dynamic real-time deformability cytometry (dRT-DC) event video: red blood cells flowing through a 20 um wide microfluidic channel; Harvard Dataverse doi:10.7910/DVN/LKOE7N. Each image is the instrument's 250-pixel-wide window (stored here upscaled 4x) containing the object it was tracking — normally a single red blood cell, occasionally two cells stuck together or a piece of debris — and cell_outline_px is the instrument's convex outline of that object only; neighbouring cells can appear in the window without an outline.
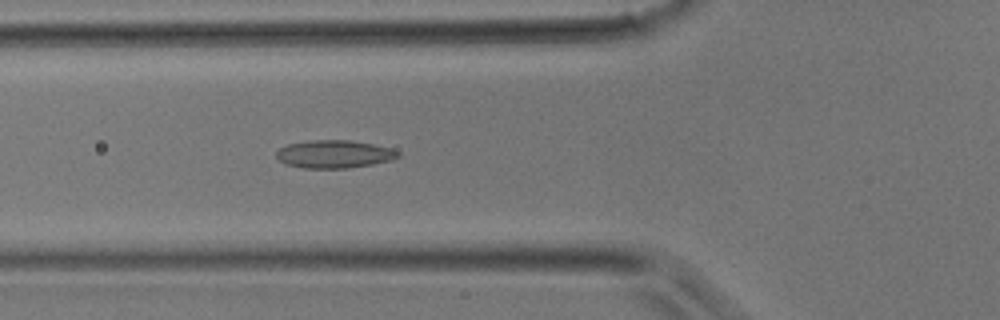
{"species": "common noctule bat (a hibernating species)", "species_latin": "Nyctalus noctula", "temperature_condition": "room temperature", "stored_images_in_passage": 34, "camera_frame_rate_fps": 3000, "um_per_image_px": 0.085, "animal": {"sex": "male", "body_mass_g": 17.9}, "frame": {"image": 1, "passage_image": 8, "time_ms": 2.333, "image_size_px": [1000, 320], "cell_outline_px": [[400, 156], [392, 160], [372, 164], [348, 168], [304, 168], [284, 164], [276, 156], [276, 152], [280, 148], [288, 144], [308, 140], [352, 140], [392, 148], [400, 152]], "centroid_in_image_um": [28.42, 13.09], "position_along_channel_um": 97.4, "area_um2": 19.88}}
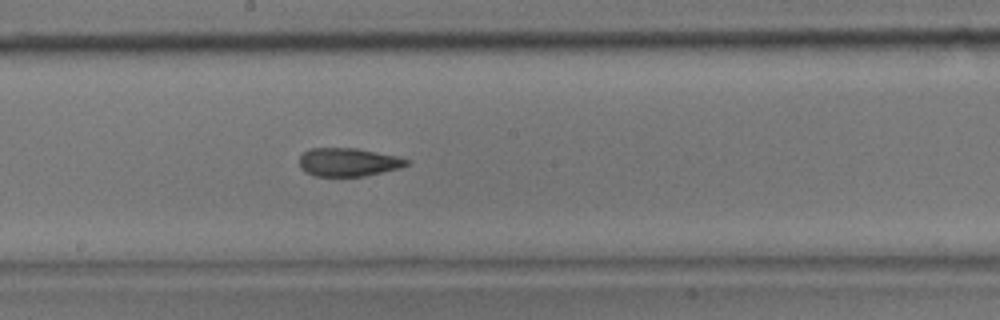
{"frame": {"image": 2, "passage_image": 15, "time_ms": 4.667, "image_size_px": [1000, 320], "cell_outline_px": [[408, 164], [400, 168], [364, 176], [316, 176], [304, 172], [300, 168], [300, 156], [308, 148], [356, 148], [396, 156], [408, 160]], "centroid_in_image_um": [29.56, 13.78], "position_along_channel_um": 218.6, "area_um2": 17.63}}
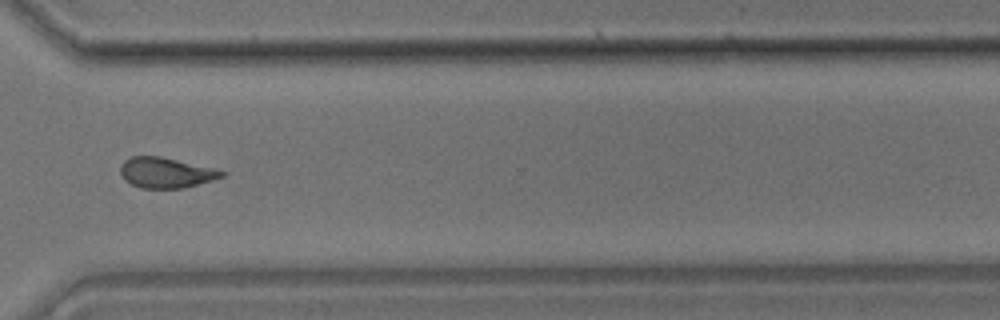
{"frame": {"image": 3, "passage_image": 23, "time_ms": 7.333, "image_size_px": [1000, 320], "cell_outline_px": [[224, 176], [212, 180], [184, 188], [140, 188], [124, 180], [120, 172], [120, 164], [124, 160], [132, 156], [160, 156], [212, 168], [224, 172]], "centroid_in_image_um": [14.04, 14.68], "position_along_channel_um": 356.6, "area_um2": 17.8}}